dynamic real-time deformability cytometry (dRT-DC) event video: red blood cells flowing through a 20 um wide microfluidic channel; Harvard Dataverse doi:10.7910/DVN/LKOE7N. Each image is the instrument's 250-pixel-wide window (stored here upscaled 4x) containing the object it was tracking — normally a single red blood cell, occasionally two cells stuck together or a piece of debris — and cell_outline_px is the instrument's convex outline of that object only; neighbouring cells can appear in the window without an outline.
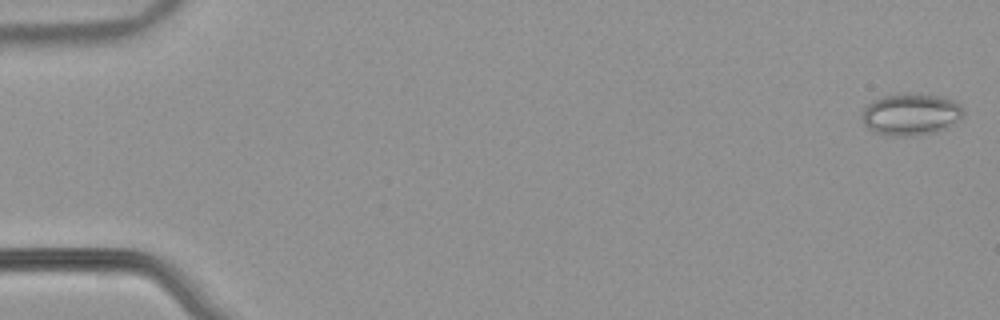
{"species": "common noctule bat (a hibernating species)", "species_latin": "Nyctalus noctula", "temperature_condition": "warm", "stored_images_in_passage": 11, "camera_frame_rate_fps": 3000, "um_per_image_px": 0.085, "animal": {"sex": "male", "body_mass_g": 21.5, "forearm_length_mm": 52.0}, "frame": {"image": 1, "passage_image": 2, "time_ms": 0.333, "image_size_px": [1000, 320], "cell_outline_px": [[964, 112], [948, 128], [936, 132], [920, 136], [892, 136], [872, 132], [864, 124], [860, 116], [860, 112], [868, 104], [884, 96], [904, 92], [940, 96], [956, 100], [964, 108]], "centroid_in_image_um": [77.41, 9.72], "position_along_channel_um": 7.6, "area_um2": 25.2}}